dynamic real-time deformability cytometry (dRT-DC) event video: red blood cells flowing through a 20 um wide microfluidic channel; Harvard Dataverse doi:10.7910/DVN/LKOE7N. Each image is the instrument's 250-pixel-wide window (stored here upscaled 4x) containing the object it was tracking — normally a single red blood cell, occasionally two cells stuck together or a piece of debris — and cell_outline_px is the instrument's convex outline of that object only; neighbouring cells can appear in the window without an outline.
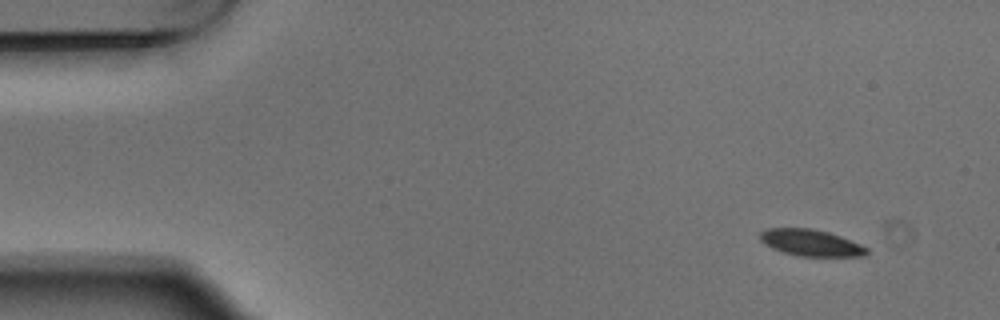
{"species": "Egyptian fruit bat (a non-hibernating species)", "species_latin": "Rousettus aegyptiacus", "temperature_condition": "warm", "stored_images_in_passage": 4, "camera_frame_rate_fps": 3000, "um_per_image_px": 0.085, "animal": {"sex": "male"}, "frame": {"image": 1, "passage_image": 1, "time_ms": 0.0, "image_size_px": [1000, 320], "cell_outline_px": [[868, 252], [864, 256], [800, 256], [780, 252], [764, 244], [760, 240], [760, 232], [768, 228], [812, 228], [828, 232], [840, 236], [860, 244], [868, 248]], "centroid_in_image_um": [68.9, 20.63], "position_along_channel_um": 16.1, "area_um2": 16.53}}
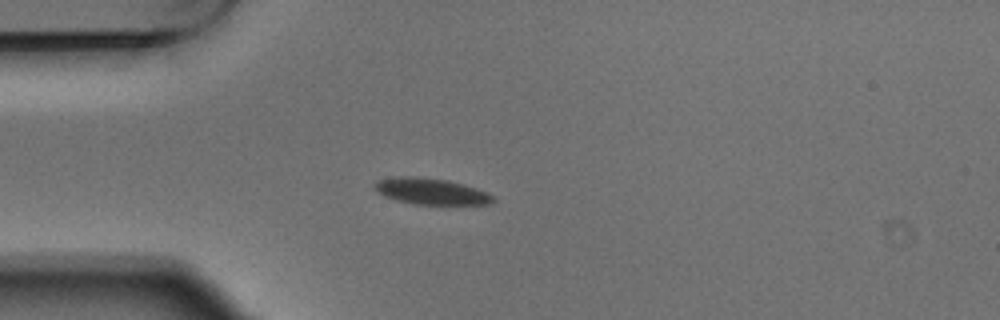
{"frame": {"image": 2, "passage_image": 4, "time_ms": 1.0, "image_size_px": [1000, 320], "cell_outline_px": [[496, 200], [492, 204], [412, 204], [396, 200], [384, 196], [372, 184], [376, 180], [400, 176], [416, 176], [448, 180], [464, 184], [476, 188], [492, 196]], "centroid_in_image_um": [36.62, 16.26], "position_along_channel_um": 48.4, "area_um2": 18.03}}